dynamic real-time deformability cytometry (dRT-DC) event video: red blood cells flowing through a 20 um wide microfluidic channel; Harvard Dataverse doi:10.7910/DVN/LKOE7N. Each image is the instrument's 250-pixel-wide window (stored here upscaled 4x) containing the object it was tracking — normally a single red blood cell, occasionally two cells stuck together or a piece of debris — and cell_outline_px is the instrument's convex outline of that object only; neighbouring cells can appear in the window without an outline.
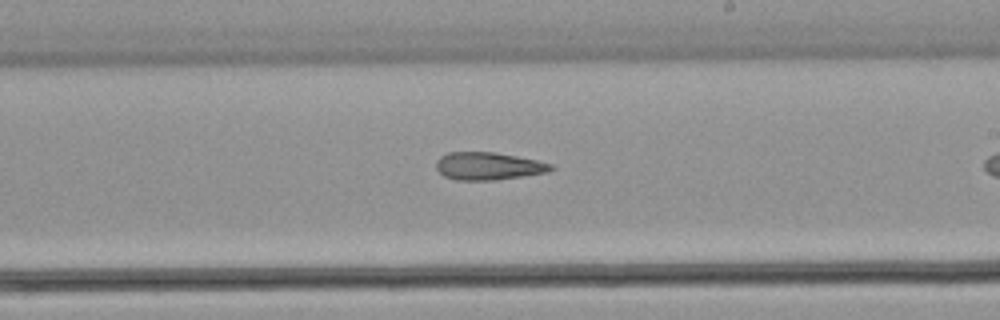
{"species": "common noctule bat (a hibernating species)", "species_latin": "Nyctalus noctula", "temperature_condition": "warm", "stored_images_in_passage": 22, "camera_frame_rate_fps": 3000, "um_per_image_px": 0.085, "animal": {"sex": "male", "body_mass_g": 21.5, "forearm_length_mm": 52.0}, "frame": {"image": 1, "passage_image": 16, "time_ms": 5.0, "image_size_px": [1000, 320], "cell_outline_px": [[556, 168], [548, 172], [496, 180], [456, 180], [444, 176], [436, 168], [436, 160], [440, 156], [448, 152], [496, 152], [536, 160], [552, 164]], "centroid_in_image_um": [41.5, 14.11], "position_along_channel_um": 247.5, "area_um2": 18.55}}